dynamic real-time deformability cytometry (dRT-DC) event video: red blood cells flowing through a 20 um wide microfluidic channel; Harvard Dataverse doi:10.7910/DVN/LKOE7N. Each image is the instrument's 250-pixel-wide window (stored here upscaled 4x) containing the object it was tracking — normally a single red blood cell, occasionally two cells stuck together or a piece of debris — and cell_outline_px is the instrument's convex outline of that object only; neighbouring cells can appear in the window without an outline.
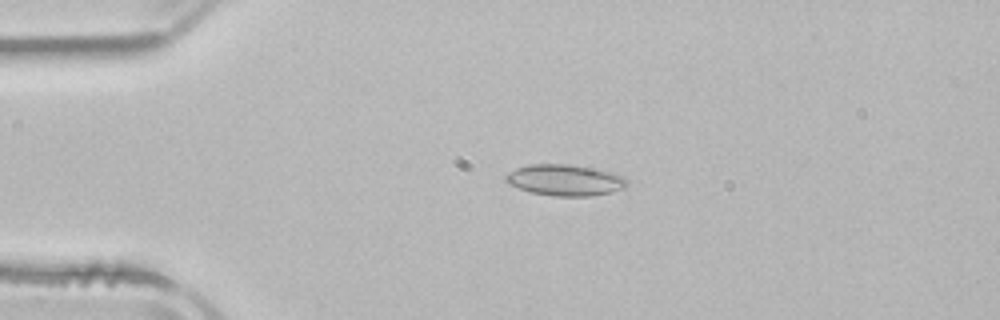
{"species": "common noctule bat (a hibernating species)", "species_latin": "Nyctalus noctula", "temperature_condition": "room temperature", "stored_images_in_passage": 4, "camera_frame_rate_fps": 3000, "um_per_image_px": 0.085, "animal": {"sex": "male", "body_mass_g": 21.5, "forearm_length_mm": 52.0}, "frame": {"image": 1, "passage_image": 3, "time_ms": 3.667, "image_size_px": [1000, 320], "cell_outline_px": [[628, 184], [624, 188], [612, 192], [588, 196], [552, 196], [532, 192], [508, 184], [504, 180], [504, 176], [508, 172], [516, 168], [532, 164], [568, 164], [592, 168], [612, 172], [624, 176], [628, 180]], "centroid_in_image_um": [48.03, 15.31], "position_along_channel_um": 37.0, "area_um2": 22.08}}